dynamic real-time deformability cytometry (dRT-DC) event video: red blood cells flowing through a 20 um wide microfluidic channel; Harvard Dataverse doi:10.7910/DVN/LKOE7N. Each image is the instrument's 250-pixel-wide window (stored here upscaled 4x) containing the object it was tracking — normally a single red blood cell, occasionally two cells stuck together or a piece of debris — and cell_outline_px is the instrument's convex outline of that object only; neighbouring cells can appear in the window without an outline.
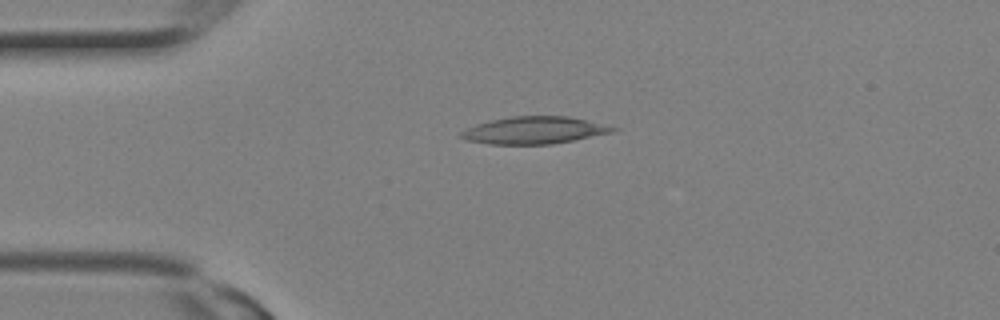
{"species": "Egyptian fruit bat (a non-hibernating species)", "species_latin": "Rousettus aegyptiacus", "temperature_condition": "room temperature", "stored_images_in_passage": 1, "camera_frame_rate_fps": 3000, "um_per_image_px": 0.085, "animal": {"sex": "female"}, "frame": {"image": 1, "passage_image": 1, "time_ms": 0.0, "image_size_px": [1000, 320], "cell_outline_px": [[620, 128], [612, 132], [552, 144], [488, 144], [468, 140], [460, 136], [460, 132], [476, 124], [492, 120], [512, 116], [568, 116]], "centroid_in_image_um": [45.4, 11.07], "position_along_channel_um": 39.6, "area_um2": 23.7}}